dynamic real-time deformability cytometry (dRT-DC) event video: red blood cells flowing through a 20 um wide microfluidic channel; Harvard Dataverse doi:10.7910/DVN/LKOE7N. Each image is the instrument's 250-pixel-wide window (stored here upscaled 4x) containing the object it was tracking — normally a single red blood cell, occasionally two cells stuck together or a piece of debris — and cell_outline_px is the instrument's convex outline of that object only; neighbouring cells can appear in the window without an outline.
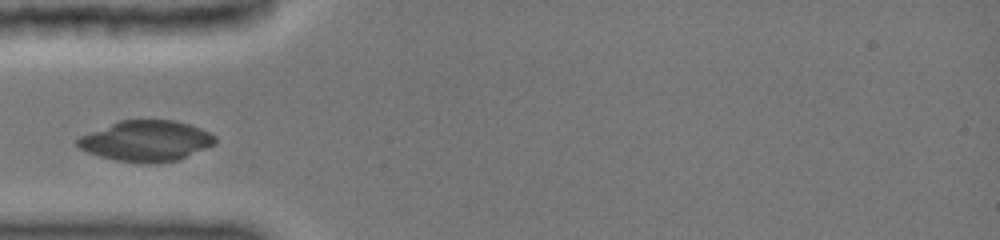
{"species": "common noctule bat (a hibernating species)", "species_latin": "Nyctalus noctula", "temperature_condition": "cold", "stored_images_in_passage": 40, "camera_frame_rate_fps": 3000, "um_per_image_px": 0.085, "animal": {"sex": "female", "body_mass_g": 19.0, "forearm_length_mm": 51.5}, "frame": {"image": 1, "passage_image": 1, "time_ms": 0.0, "image_size_px": [1000, 240], "cell_outline_px": [[216, 144], [180, 160], [148, 164], [116, 160], [100, 156], [88, 152], [80, 148], [76, 144], [76, 140], [80, 136], [120, 120], [172, 120], [188, 124], [200, 128], [216, 136]], "centroid_in_image_um": [12.46, 11.99], "position_along_channel_um": 72.5, "area_um2": 32.6}}
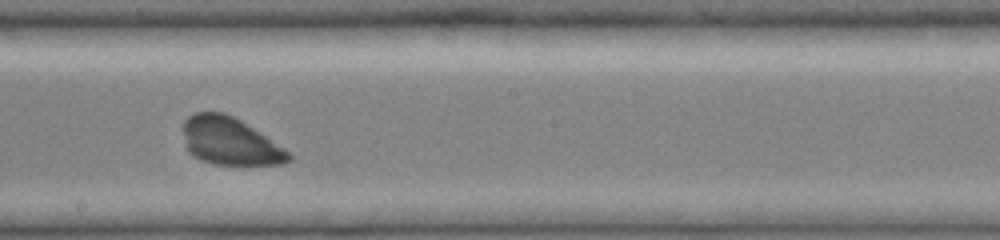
{"frame": {"image": 2, "passage_image": 16, "time_ms": 4.0, "image_size_px": [1000, 240], "cell_outline_px": [[292, 160], [284, 164], [212, 164], [200, 160], [192, 156], [188, 152], [184, 144], [184, 120], [188, 116], [196, 112], [224, 112], [240, 120], [292, 152]], "centroid_in_image_um": [19.55, 12.01], "position_along_channel_um": 228.7, "area_um2": 29.42}}
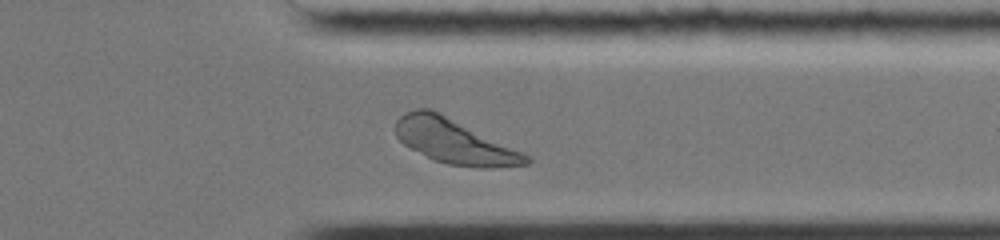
{"frame": {"image": 3, "passage_image": 32, "time_ms": 7.667, "image_size_px": [1000, 240], "cell_outline_px": [[532, 160], [528, 164], [492, 168], [476, 168], [448, 164], [432, 160], [404, 144], [396, 136], [396, 120], [400, 116], [416, 108], [428, 108], [532, 156]], "centroid_in_image_um": [38.65, 12.05], "position_along_channel_um": 372.8, "area_um2": 33.52}}